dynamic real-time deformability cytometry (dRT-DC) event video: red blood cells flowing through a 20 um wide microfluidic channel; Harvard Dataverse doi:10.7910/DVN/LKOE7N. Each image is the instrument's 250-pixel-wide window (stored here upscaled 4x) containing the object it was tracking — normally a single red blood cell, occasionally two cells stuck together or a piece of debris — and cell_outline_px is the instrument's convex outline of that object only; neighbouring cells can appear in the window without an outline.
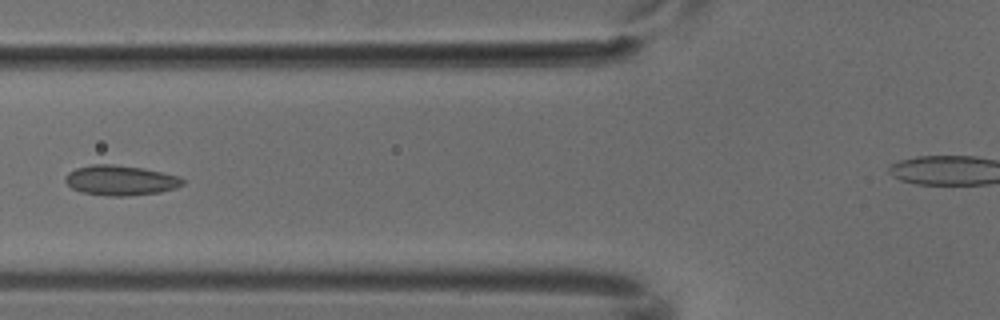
{"species": "common noctule bat (a hibernating species)", "species_latin": "Nyctalus noctula", "temperature_condition": "cold", "stored_images_in_passage": 6, "camera_frame_rate_fps": 3000, "um_per_image_px": 0.085, "animal": {"sex": "male", "body_mass_g": 18.8}, "frame": {"image": 1, "passage_image": 6, "time_ms": 1.667, "image_size_px": [1000, 320], "cell_outline_px": [[184, 184], [176, 188], [160, 192], [128, 196], [108, 196], [80, 192], [72, 188], [64, 180], [64, 176], [68, 172], [76, 168], [92, 164], [112, 164], [144, 168], [176, 176], [184, 180]], "centroid_in_image_um": [10.2, 15.33], "position_along_channel_um": 115.6, "area_um2": 20.58}}